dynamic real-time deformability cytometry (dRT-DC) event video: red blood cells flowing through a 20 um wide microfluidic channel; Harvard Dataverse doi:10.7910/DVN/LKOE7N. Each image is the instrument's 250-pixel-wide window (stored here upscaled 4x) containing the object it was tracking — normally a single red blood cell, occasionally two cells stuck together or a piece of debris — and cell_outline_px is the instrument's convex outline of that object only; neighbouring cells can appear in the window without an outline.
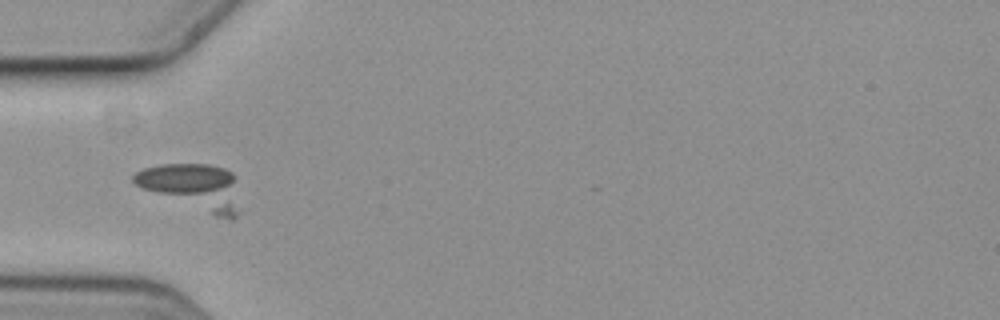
{"species": "common noctule bat (a hibernating species)", "species_latin": "Nyctalus noctula", "temperature_condition": "cold", "stored_images_in_passage": 6, "camera_frame_rate_fps": 3000, "um_per_image_px": 0.085, "animal": {"sex": "female", "body_mass_g": 19.3, "forearm_length_mm": 54.1}, "frame": {"image": 1, "passage_image": 5, "time_ms": 1.333, "image_size_px": [1000, 320], "cell_outline_px": [[240, 212], [232, 220], [216, 216], [144, 188], [136, 184], [132, 180], [132, 176], [136, 172], [144, 168], [164, 164], [208, 164], [224, 168], [232, 172], [236, 176]], "centroid_in_image_um": [16.51, 15.87], "position_along_channel_um": 68.5, "area_um2": 28.15}}